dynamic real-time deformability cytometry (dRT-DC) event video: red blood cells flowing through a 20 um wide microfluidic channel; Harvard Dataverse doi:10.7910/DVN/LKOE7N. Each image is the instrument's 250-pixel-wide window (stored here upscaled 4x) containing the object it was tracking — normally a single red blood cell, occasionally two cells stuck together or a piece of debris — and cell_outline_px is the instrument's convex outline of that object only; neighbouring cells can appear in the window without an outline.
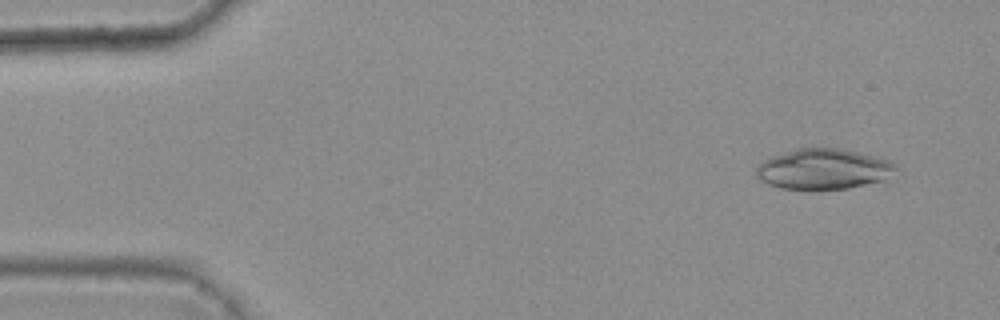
{"species": "common noctule bat (a hibernating species)", "species_latin": "Nyctalus noctula", "temperature_condition": "warm", "stored_images_in_passage": 4, "camera_frame_rate_fps": 3000, "um_per_image_px": 0.085, "animal": {"sex": "female", "body_mass_g": 25.1}, "frame": {"image": 1, "passage_image": 2, "time_ms": 0.333, "image_size_px": [1000, 320], "cell_outline_px": [[900, 168], [884, 180], [848, 188], [780, 188], [768, 184], [760, 180], [756, 176], [756, 164], [772, 156], [796, 148], [840, 148], [880, 156], [896, 164]], "centroid_in_image_um": [70.02, 14.34], "position_along_channel_um": 15.0, "area_um2": 33.0}}